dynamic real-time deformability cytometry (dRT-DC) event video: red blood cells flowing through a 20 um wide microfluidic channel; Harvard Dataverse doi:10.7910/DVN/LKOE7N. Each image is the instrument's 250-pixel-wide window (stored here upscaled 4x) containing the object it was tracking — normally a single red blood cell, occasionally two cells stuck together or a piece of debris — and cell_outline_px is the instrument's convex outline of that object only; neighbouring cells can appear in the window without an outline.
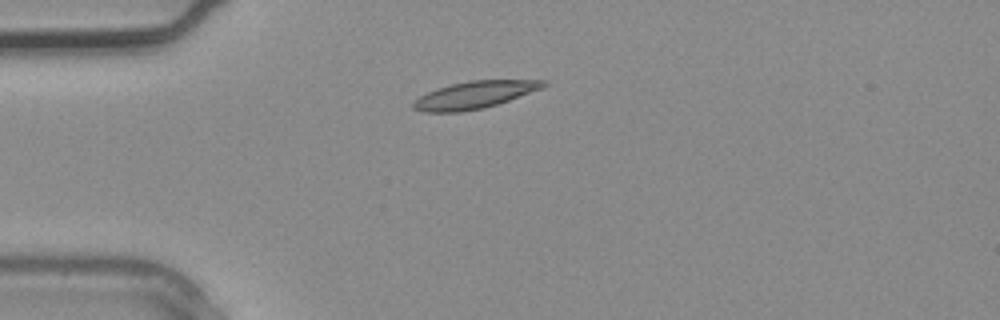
{"species": "common noctule bat (a hibernating species)", "species_latin": "Nyctalus noctula", "temperature_condition": "warm", "stored_images_in_passage": 4, "camera_frame_rate_fps": 3000, "um_per_image_px": 0.085, "animal": {"sex": "male", "body_mass_g": 20.4}, "frame": {"image": 1, "passage_image": 4, "time_ms": 1.0, "image_size_px": [1000, 320], "cell_outline_px": [[548, 84], [544, 88], [484, 108], [460, 112], [424, 112], [412, 108], [412, 100], [436, 88], [468, 80], [548, 80]], "centroid_in_image_um": [40.33, 8.06], "position_along_channel_um": 44.7, "area_um2": 20.75}}